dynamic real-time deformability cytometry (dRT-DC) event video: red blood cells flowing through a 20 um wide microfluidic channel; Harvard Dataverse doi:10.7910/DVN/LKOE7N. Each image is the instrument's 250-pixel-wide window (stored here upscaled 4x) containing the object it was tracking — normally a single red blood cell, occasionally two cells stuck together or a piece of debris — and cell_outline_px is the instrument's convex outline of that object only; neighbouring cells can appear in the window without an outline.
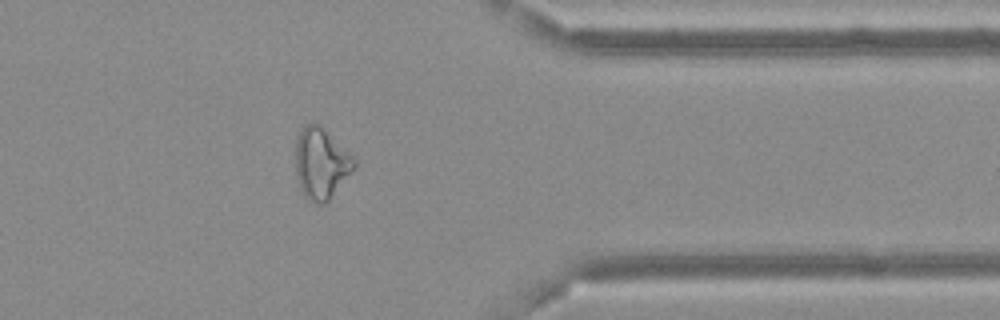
{"species": "Egyptian fruit bat (a non-hibernating species)", "species_latin": "Rousettus aegyptiacus", "temperature_condition": "cold", "stored_images_in_passage": 12, "camera_frame_rate_fps": 3000, "um_per_image_px": 0.085, "frame": {"image": 1, "passage_image": 12, "time_ms": 13.667, "image_size_px": [1000, 320], "cell_outline_px": [[356, 168], [328, 200], [324, 204], [316, 204], [304, 196], [300, 188], [296, 176], [296, 140], [300, 132], [308, 124], [320, 124], [356, 160]], "centroid_in_image_um": [27.3, 13.92], "position_along_channel_um": 384.1, "area_um2": 23.99}, "authors_computed_cell_mechanics": {"area_um2": 22.831, "velocity_mm_per_s": 3.6498, "shape_relaxation_time_tau1_ms": null, "shape_relaxation_time_tau2_ms": 0.9808, "deformation_change_tau1": null, "deformation_change_tau2": 0.0827}}